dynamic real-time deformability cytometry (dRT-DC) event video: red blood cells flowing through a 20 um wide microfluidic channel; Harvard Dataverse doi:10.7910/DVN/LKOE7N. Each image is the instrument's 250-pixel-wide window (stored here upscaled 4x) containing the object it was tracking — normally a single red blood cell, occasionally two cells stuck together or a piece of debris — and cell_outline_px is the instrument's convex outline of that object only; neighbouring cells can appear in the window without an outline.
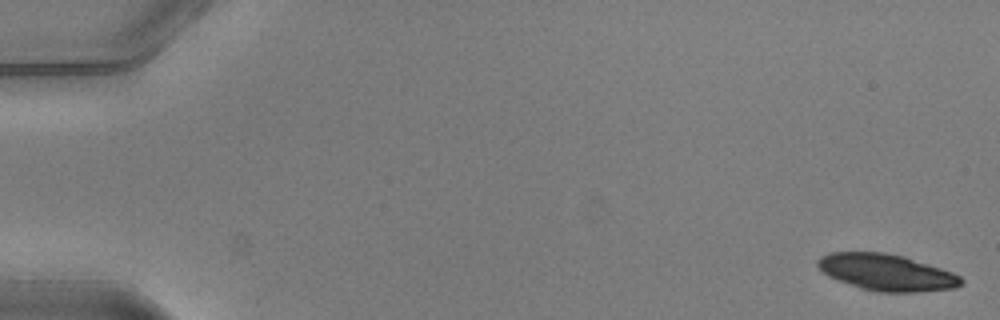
{"species": "common noctule bat (a hibernating species)", "species_latin": "Nyctalus noctula", "temperature_condition": "warm", "stored_images_in_passage": 18, "camera_frame_rate_fps": 3000, "um_per_image_px": 0.085, "animal": {"sex": "male", "body_mass_g": 20.5, "forearm_length_mm": 52.5}, "frame": {"image": 1, "passage_image": 1, "time_ms": 0.0, "image_size_px": [1000, 320], "cell_outline_px": [[964, 284], [956, 288], [916, 292], [880, 292], [860, 288], [828, 276], [816, 264], [816, 260], [820, 256], [828, 252], [884, 252], [904, 256], [952, 272], [960, 276], [964, 280]], "centroid_in_image_um": [75.36, 23.15], "position_along_channel_um": 9.6, "area_um2": 30.58}}